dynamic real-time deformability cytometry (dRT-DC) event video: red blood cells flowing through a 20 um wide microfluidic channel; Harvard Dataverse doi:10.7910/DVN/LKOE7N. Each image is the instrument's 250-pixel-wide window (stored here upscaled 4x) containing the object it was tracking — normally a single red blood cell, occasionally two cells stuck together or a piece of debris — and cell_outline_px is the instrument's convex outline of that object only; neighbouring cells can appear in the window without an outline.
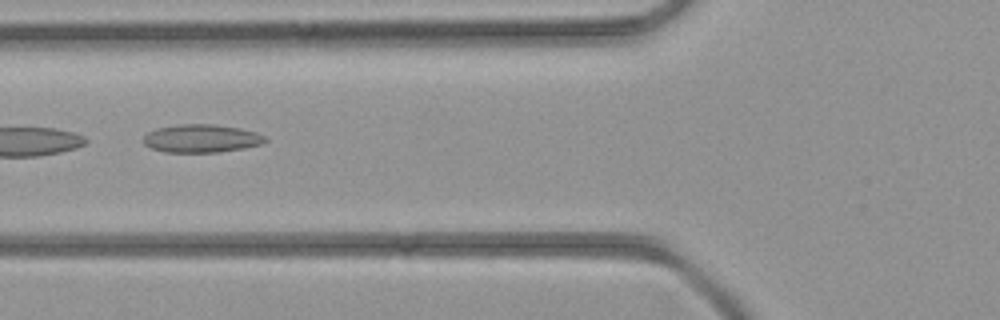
{"species": "common noctule bat (a hibernating species)", "species_latin": "Nyctalus noctula", "temperature_condition": "room temperature", "stored_images_in_passage": 38, "camera_frame_rate_fps": 3000, "um_per_image_px": 0.085, "animal": {"sex": "female", "body_mass_g": 21.9}, "frame": {"image": 1, "passage_image": 12, "time_ms": 3.667, "image_size_px": [1000, 320], "cell_outline_px": [[268, 140], [264, 144], [244, 148], [220, 152], [164, 152], [152, 148], [144, 144], [144, 136], [148, 132], [156, 128], [180, 124], [212, 124], [240, 128], [256, 132], [264, 136]], "centroid_in_image_um": [17.14, 11.77], "position_along_channel_um": 108.7, "area_um2": 20.0}}
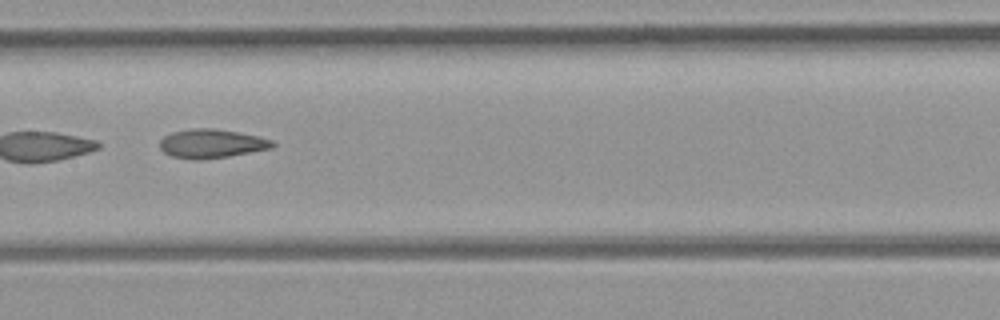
{"frame": {"image": 2, "passage_image": 17, "time_ms": 5.333, "image_size_px": [1000, 320], "cell_outline_px": [[276, 144], [272, 148], [228, 156], [196, 160], [192, 160], [172, 156], [164, 152], [160, 148], [160, 140], [164, 136], [172, 132], [188, 128], [216, 128], [256, 136], [272, 140]], "centroid_in_image_um": [17.95, 12.2], "position_along_channel_um": 189.5, "area_um2": 18.9}}